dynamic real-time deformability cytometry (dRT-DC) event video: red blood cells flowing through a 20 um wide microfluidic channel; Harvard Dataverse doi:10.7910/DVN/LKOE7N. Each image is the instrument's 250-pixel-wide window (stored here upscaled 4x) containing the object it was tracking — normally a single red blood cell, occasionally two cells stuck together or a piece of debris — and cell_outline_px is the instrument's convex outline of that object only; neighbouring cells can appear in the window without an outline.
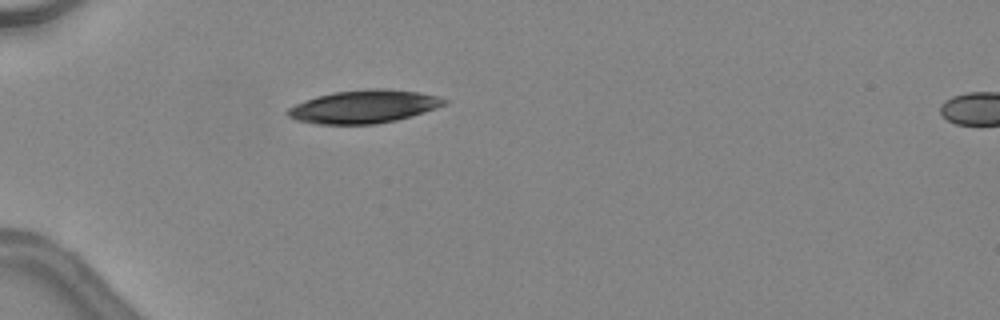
{"species": "common noctule bat (a hibernating species)", "species_latin": "Nyctalus noctula", "temperature_condition": "warm", "stored_images_in_passage": 4, "camera_frame_rate_fps": 3000, "um_per_image_px": 0.085, "animal": {"sex": "female", "body_mass_g": 24.6, "forearm_length_mm": 56.2}, "frame": {"image": 1, "passage_image": 1, "time_ms": 0.0, "image_size_px": [1000, 320], "cell_outline_px": [[448, 100], [444, 104], [436, 108], [424, 112], [396, 120], [376, 124], [316, 124], [296, 120], [288, 116], [284, 112], [288, 108], [296, 104], [316, 96], [332, 92], [372, 88], [380, 88], [420, 92], [440, 96]], "centroid_in_image_um": [30.91, 9.06], "position_along_channel_um": 54.1, "area_um2": 30.23}}